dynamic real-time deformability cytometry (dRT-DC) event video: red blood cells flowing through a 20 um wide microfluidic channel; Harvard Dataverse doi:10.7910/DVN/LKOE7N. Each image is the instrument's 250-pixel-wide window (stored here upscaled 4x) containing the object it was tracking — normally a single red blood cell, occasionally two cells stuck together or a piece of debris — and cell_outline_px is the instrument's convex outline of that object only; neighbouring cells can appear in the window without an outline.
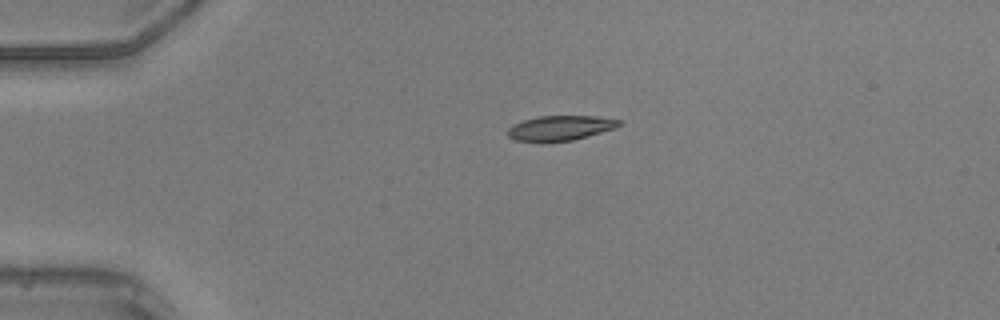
{"species": "common noctule bat (a hibernating species)", "species_latin": "Nyctalus noctula", "temperature_condition": "warm", "stored_images_in_passage": 35, "camera_frame_rate_fps": 3000, "um_per_image_px": 0.085, "animal": {"sex": "male", "body_mass_g": 20.5, "forearm_length_mm": 52.5}, "frame": {"image": 1, "passage_image": 1, "time_ms": 0.0, "image_size_px": [1000, 320], "cell_outline_px": [[604, 128], [580, 136], [564, 140], [528, 140], [532, 120], [552, 116], [572, 116], [600, 120]], "centroid_in_image_um": [47.81, 10.86], "position_along_channel_um": 37.2, "area_um2": 10.23}}
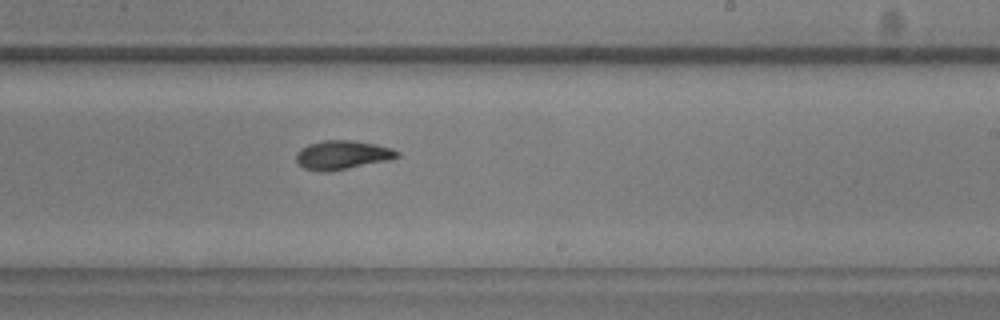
{"frame": {"image": 2, "passage_image": 20, "time_ms": 6.333, "image_size_px": [1000, 320], "cell_outline_px": [[392, 156], [336, 168], [320, 168], [308, 164], [300, 156], [304, 152], [312, 148], [328, 144], [360, 144], [380, 148], [392, 152]], "centroid_in_image_um": [29.13, 13.19], "position_along_channel_um": 259.9, "area_um2": 11.21}}
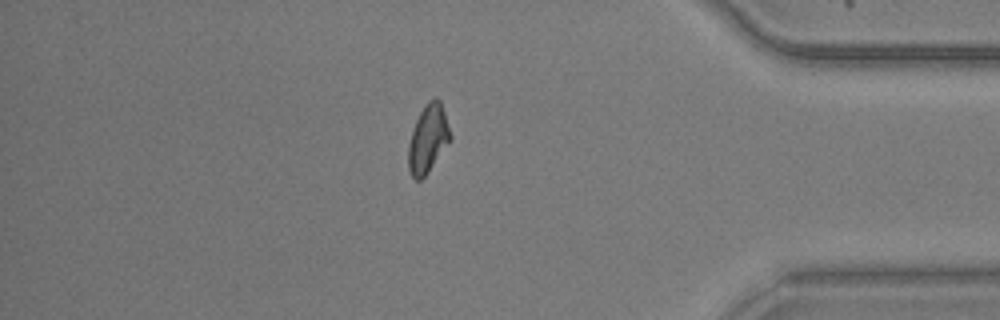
{"frame": {"image": 3, "passage_image": 32, "time_ms": 10.333, "image_size_px": [1000, 320], "cell_outline_px": [[448, 140], [428, 168], [420, 176], [412, 172], [412, 140], [420, 116], [424, 112], [440, 108], [448, 132]], "centroid_in_image_um": [36.4, 11.91], "position_along_channel_um": 398.8, "area_um2": 11.91}}